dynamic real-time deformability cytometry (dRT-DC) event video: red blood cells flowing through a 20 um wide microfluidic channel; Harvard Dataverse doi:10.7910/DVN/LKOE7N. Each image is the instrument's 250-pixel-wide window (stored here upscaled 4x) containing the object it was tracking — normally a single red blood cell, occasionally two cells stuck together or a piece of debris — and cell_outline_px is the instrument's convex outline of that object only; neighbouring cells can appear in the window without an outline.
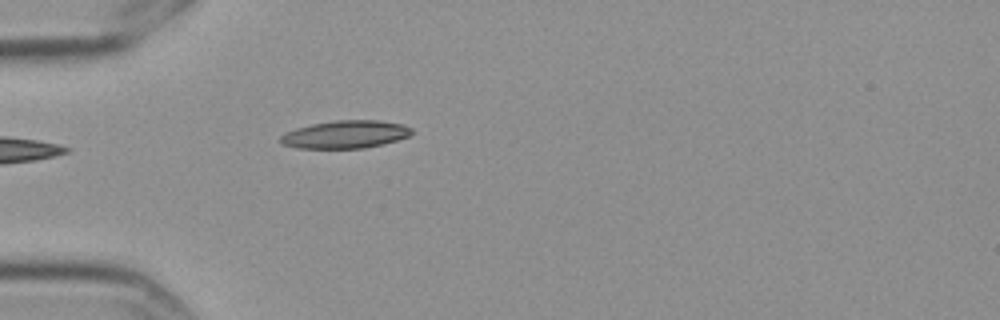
{"species": "Egyptian fruit bat (a non-hibernating species)", "species_latin": "Rousettus aegyptiacus", "temperature_condition": "cold", "stored_images_in_passage": 1, "camera_frame_rate_fps": 3000, "um_per_image_px": 0.085, "frame": {"image": 1, "passage_image": 1, "time_ms": 0.0, "image_size_px": [1000, 320], "cell_outline_px": [[412, 132], [408, 136], [396, 140], [364, 148], [296, 148], [280, 144], [280, 136], [284, 132], [296, 128], [312, 124], [336, 120], [380, 120], [404, 124], [412, 128]], "centroid_in_image_um": [29.32, 11.42], "position_along_channel_um": 55.7, "area_um2": 21.27}}